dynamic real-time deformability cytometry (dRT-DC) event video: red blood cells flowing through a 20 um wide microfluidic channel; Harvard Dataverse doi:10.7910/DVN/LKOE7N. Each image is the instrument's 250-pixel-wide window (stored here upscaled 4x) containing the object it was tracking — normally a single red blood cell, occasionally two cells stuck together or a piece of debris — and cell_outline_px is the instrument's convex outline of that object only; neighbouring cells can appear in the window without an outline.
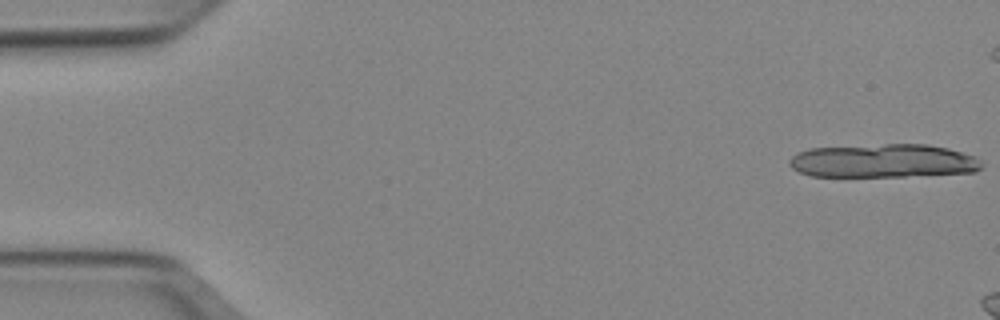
{"species": "Egyptian fruit bat (a non-hibernating species)", "species_latin": "Rousettus aegyptiacus", "temperature_condition": "cold", "stored_images_in_passage": 8, "camera_frame_rate_fps": 3000, "um_per_image_px": 0.085, "animal": {"sex": "female"}, "frame": {"image": 1, "passage_image": 1, "time_ms": 0.0, "image_size_px": [1000, 320], "cell_outline_px": [[984, 164], [976, 172], [904, 176], [812, 176], [800, 172], [792, 168], [788, 164], [788, 160], [792, 156], [808, 148], [884, 144], [928, 144], [948, 148], [976, 156]], "centroid_in_image_um": [75.1, 13.67], "position_along_channel_um": 9.9, "area_um2": 37.74}}